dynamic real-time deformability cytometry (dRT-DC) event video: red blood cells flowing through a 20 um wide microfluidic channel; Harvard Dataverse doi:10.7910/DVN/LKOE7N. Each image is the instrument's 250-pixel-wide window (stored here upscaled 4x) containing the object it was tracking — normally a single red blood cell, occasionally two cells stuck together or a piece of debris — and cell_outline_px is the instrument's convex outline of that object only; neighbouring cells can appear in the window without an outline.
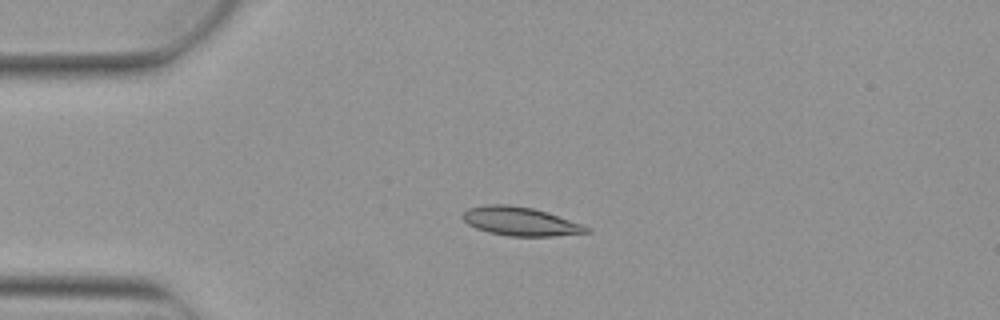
{"species": "Egyptian fruit bat (a non-hibernating species)", "species_latin": "Rousettus aegyptiacus", "temperature_condition": "warm", "stored_images_in_passage": 3, "camera_frame_rate_fps": 3000, "um_per_image_px": 0.085, "animal": {"sex": "female"}, "frame": {"image": 1, "passage_image": 2, "time_ms": 0.333, "image_size_px": [1000, 320], "cell_outline_px": [[592, 232], [552, 236], [508, 236], [488, 232], [476, 228], [468, 224], [460, 216], [468, 208], [484, 204], [508, 204], [532, 208], [548, 212], [584, 224]], "centroid_in_image_um": [44.23, 18.81], "position_along_channel_um": 40.8, "area_um2": 20.87}}